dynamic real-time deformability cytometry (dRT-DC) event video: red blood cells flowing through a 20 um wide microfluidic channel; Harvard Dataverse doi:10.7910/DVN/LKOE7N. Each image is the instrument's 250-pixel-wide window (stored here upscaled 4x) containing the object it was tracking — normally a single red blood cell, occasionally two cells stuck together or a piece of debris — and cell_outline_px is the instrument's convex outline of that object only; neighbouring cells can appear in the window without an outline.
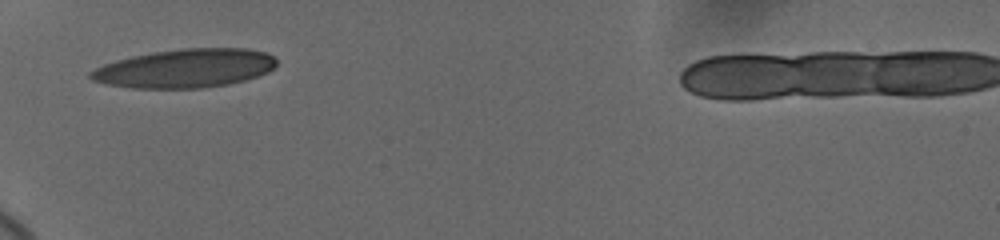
{"species": "human", "species_latin": "Homo sapiens", "temperature_condition": "cold", "stored_images_in_passage": 24, "camera_frame_rate_fps": 3000, "um_per_image_px": 0.085, "donor": {"sex": "female"}, "frame": {"image": 1, "passage_image": 1, "time_ms": 0.0, "image_size_px": [1000, 240], "cell_outline_px": [[276, 64], [268, 72], [244, 80], [228, 84], [204, 88], [132, 88], [108, 84], [92, 80], [88, 76], [88, 72], [104, 64], [116, 60], [132, 56], [152, 52], [184, 48], [248, 48], [268, 52], [276, 60]], "centroid_in_image_um": [15.73, 5.8], "position_along_channel_um": 69.3, "area_um2": 41.96}}
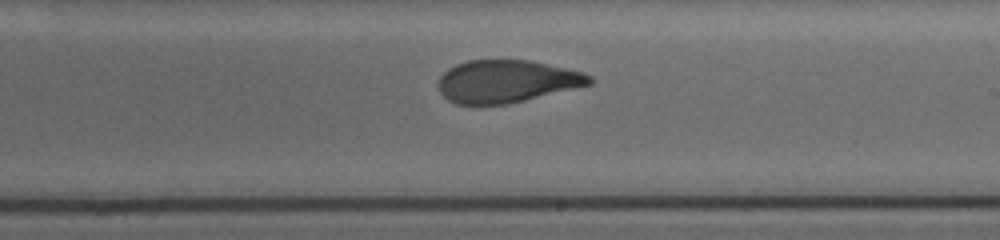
{"frame": {"image": 2, "passage_image": 10, "time_ms": 5.0, "image_size_px": [1000, 240], "cell_outline_px": [[592, 84], [508, 104], [456, 104], [448, 100], [440, 92], [436, 84], [440, 76], [448, 68], [456, 64], [468, 60], [532, 60], [584, 72], [592, 76]], "centroid_in_image_um": [43.05, 6.9], "position_along_channel_um": 245.9, "area_um2": 37.63}}
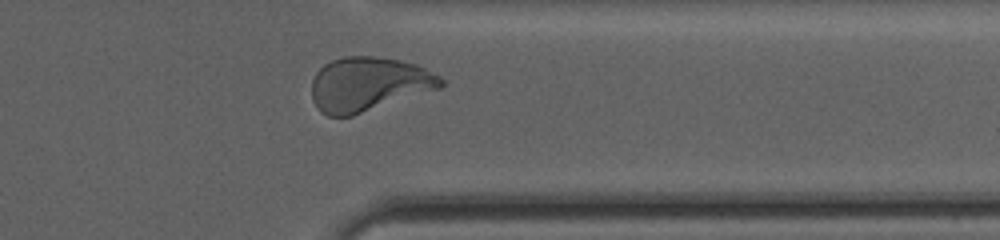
{"frame": {"image": 3, "passage_image": 21, "time_ms": 8.667, "image_size_px": [1000, 240], "cell_outline_px": [[444, 84], [440, 88], [352, 116], [328, 116], [320, 112], [312, 100], [312, 80], [316, 72], [324, 64], [332, 60], [344, 56], [376, 56], [400, 60], [416, 64], [440, 76], [444, 80]], "centroid_in_image_um": [31.31, 7.15], "position_along_channel_um": 380.1, "area_um2": 40.86}, "authors_computed_cell_mechanics": {"area_um2": 38.9861, "velocity_mm_per_s": 3.6674, "shape_relaxation_time_tau1_ms": 9.2259, "shape_relaxation_time_tau2_ms": 0.6754, "deformation_change_tau1": 0.2374, "deformation_change_tau2": 0.0674}}